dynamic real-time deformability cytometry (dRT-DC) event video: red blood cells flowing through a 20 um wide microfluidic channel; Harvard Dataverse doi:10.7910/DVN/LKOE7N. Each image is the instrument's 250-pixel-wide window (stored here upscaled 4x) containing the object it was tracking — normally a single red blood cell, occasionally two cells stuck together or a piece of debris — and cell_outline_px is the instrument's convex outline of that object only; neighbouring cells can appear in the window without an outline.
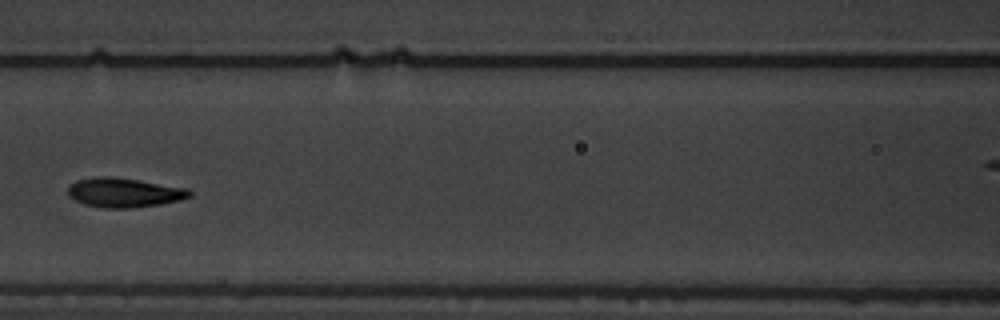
{"species": "common noctule bat (a hibernating species)", "species_latin": "Nyctalus noctula", "temperature_condition": "warm", "stored_images_in_passage": 8, "segment_of_instrument_passage": [1, 2], "camera_frame_rate_fps": 3000, "um_per_image_px": 0.085, "animal": {"sex": "male", "body_mass_g": 19.5, "forearm_length_mm": 54.6}, "frame": {"image": 1, "passage_image": 7, "time_ms": 7.0, "image_size_px": [1000, 320], "cell_outline_px": [[192, 196], [180, 200], [160, 204], [132, 208], [104, 208], [84, 204], [68, 196], [68, 184], [76, 180], [96, 176], [112, 176], [188, 188], [192, 192]], "centroid_in_image_um": [10.53, 16.36], "position_along_channel_um": 156.1, "area_um2": 20.98}}